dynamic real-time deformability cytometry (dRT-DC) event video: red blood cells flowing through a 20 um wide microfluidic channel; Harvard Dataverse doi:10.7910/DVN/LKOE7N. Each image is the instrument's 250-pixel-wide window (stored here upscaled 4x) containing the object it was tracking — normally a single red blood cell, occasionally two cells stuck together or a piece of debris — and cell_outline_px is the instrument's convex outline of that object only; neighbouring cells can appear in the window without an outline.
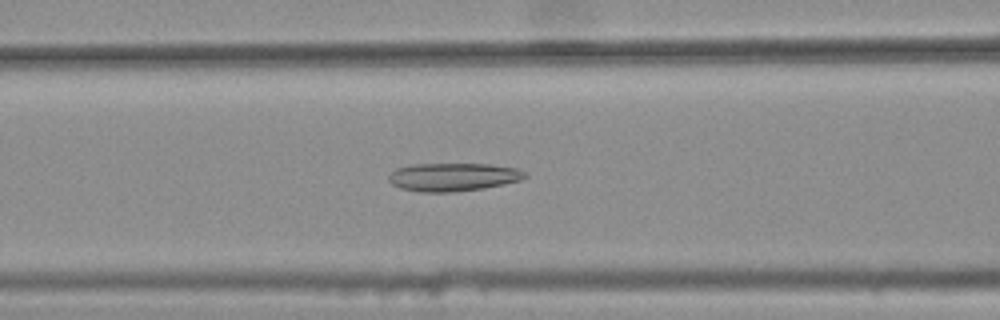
{"species": "common noctule bat (a hibernating species)", "species_latin": "Nyctalus noctula", "temperature_condition": "warm", "stored_images_in_passage": 43, "camera_frame_rate_fps": 3000, "um_per_image_px": 0.085, "animal": {"sex": "female", "body_mass_g": 25.1}, "frame": {"image": 1, "passage_image": 20, "time_ms": 6.333, "image_size_px": [1000, 320], "cell_outline_px": [[528, 176], [520, 180], [504, 184], [480, 188], [452, 192], [420, 192], [400, 188], [392, 184], [388, 180], [388, 176], [396, 168], [416, 164], [488, 164], [516, 168], [524, 172]], "centroid_in_image_um": [38.48, 15.04], "position_along_channel_um": 128.1, "area_um2": 22.2}}
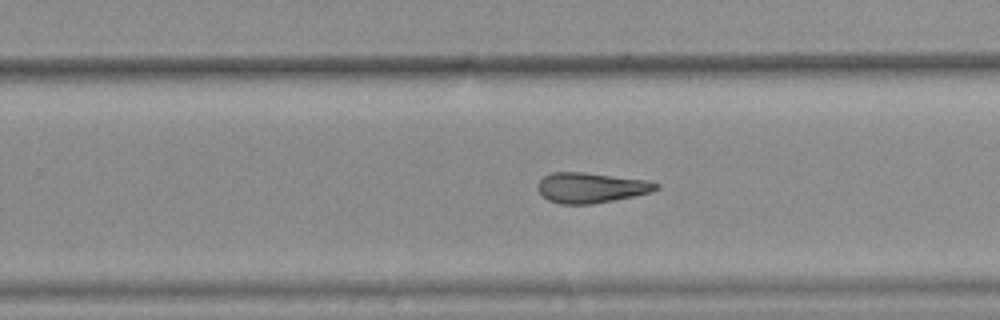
{"frame": {"image": 2, "passage_image": 32, "time_ms": 10.333, "image_size_px": [1000, 320], "cell_outline_px": [[660, 188], [652, 192], [592, 204], [560, 204], [548, 200], [536, 188], [536, 184], [544, 176], [552, 172], [584, 172], [644, 180], [660, 184]], "centroid_in_image_um": [50.2, 15.95], "position_along_channel_um": 279.6, "area_um2": 20.75}}
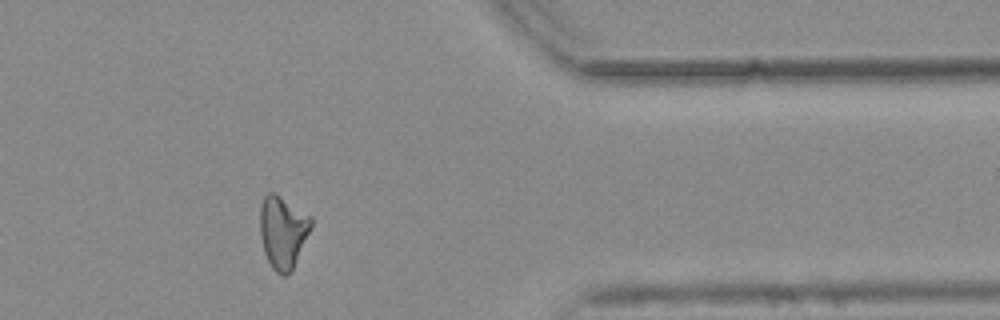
{"frame": {"image": 3, "passage_image": 42, "time_ms": 13.667, "image_size_px": [1000, 320], "cell_outline_px": [[312, 228], [292, 268], [284, 276], [276, 272], [272, 268], [264, 252], [260, 236], [260, 208], [264, 196], [268, 192], [272, 192], [312, 216]], "centroid_in_image_um": [24.04, 19.7], "position_along_channel_um": 387.4, "area_um2": 21.33}, "authors_computed_cell_mechanics": {"area_um2": 21.675, "velocity_mm_per_s": 3.7965, "shape_relaxation_time_tau1_ms": null, "shape_relaxation_time_tau2_ms": 5.3704, "deformation_change_tau1": null, "deformation_change_tau2": 0.1553}}